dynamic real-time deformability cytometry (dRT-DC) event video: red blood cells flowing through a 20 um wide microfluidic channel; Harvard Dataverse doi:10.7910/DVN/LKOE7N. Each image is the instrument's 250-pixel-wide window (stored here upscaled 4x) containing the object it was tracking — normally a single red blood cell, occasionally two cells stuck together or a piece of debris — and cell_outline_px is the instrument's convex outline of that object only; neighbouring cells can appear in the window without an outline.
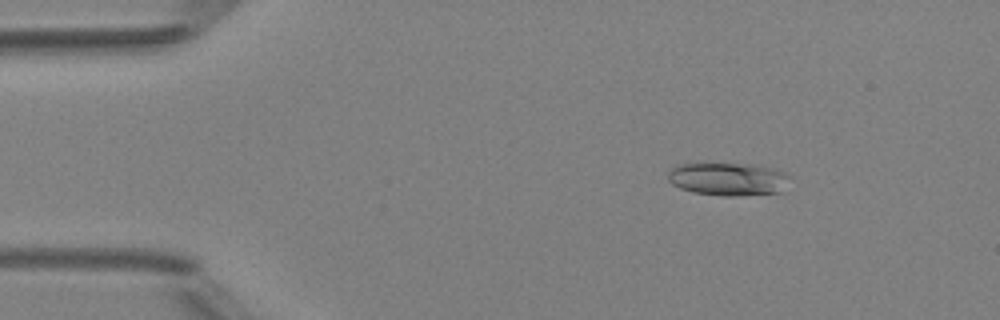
{"species": "Egyptian fruit bat (a non-hibernating species)", "species_latin": "Rousettus aegyptiacus", "temperature_condition": "room temperature", "stored_images_in_passage": 5, "camera_frame_rate_fps": 3000, "um_per_image_px": 0.085, "animal": {"sex": "female"}, "frame": {"image": 1, "passage_image": 3, "time_ms": 2.333, "image_size_px": [1000, 320], "cell_outline_px": [[792, 176], [784, 192], [736, 196], [724, 196], [692, 192], [680, 188], [672, 184], [668, 180], [668, 172], [676, 164], [700, 160], [704, 160], [752, 164], [776, 168]], "centroid_in_image_um": [61.88, 15.16], "position_along_channel_um": 23.1, "area_um2": 24.97}}